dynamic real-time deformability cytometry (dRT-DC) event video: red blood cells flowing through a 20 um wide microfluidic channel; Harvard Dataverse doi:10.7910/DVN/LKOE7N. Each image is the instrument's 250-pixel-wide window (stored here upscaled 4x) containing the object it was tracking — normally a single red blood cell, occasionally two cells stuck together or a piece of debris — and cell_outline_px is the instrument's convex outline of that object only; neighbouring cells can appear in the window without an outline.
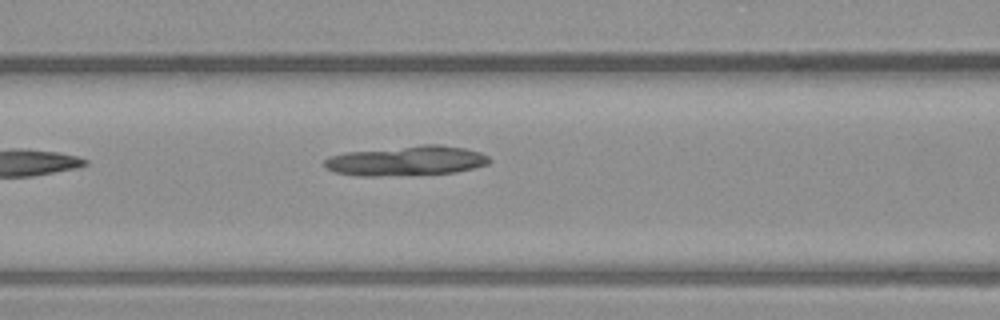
{"species": "common noctule bat (a hibernating species)", "species_latin": "Nyctalus noctula", "temperature_condition": "warm", "stored_images_in_passage": 5, "camera_frame_rate_fps": 3000, "um_per_image_px": 0.085, "animal": {"sex": "male", "body_mass_g": 23.1, "forearm_length_mm": 52.7}, "frame": {"image": 1, "passage_image": 5, "time_ms": 1.333, "image_size_px": [1000, 320], "cell_outline_px": [[492, 160], [488, 164], [456, 172], [380, 176], [356, 176], [336, 172], [328, 168], [324, 164], [324, 160], [328, 156], [344, 152], [420, 144], [440, 144], [464, 148], [480, 152], [488, 156]], "centroid_in_image_um": [34.53, 13.65], "position_along_channel_um": 132.1, "area_um2": 28.78}}